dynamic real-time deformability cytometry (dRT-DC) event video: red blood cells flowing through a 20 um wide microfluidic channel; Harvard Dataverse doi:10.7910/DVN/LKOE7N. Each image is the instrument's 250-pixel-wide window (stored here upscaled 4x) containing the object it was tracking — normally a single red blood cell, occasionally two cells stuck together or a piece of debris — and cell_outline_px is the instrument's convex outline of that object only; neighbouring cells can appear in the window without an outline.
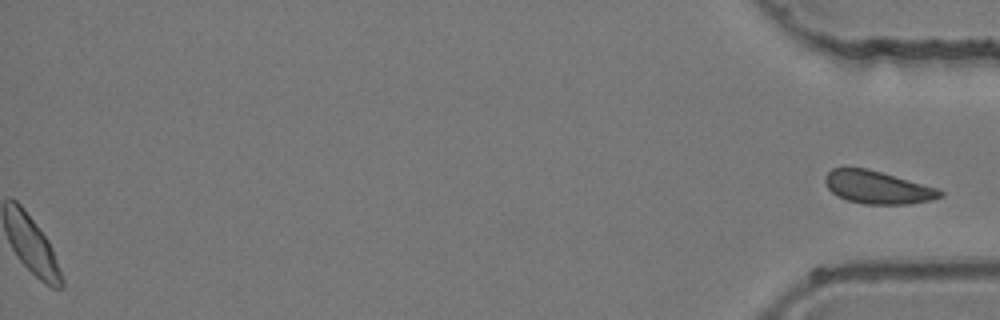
{"species": "common noctule bat (a hibernating species)", "species_latin": "Nyctalus noctula", "temperature_condition": "room temperature", "stored_images_in_passage": 42, "segment_of_instrument_passage": [2, 2], "camera_frame_rate_fps": 3000, "um_per_image_px": 0.085, "animal": {"sex": "female", "body_mass_g": 24.6, "forearm_length_mm": 56.2}, "frame": {"image": 1, "passage_image": 42, "time_ms": 13.667, "image_size_px": [1000, 320], "cell_outline_px": [[944, 196], [932, 200], [908, 204], [864, 204], [848, 200], [836, 196], [828, 188], [824, 180], [824, 176], [832, 168], [868, 168], [936, 188], [944, 192]], "centroid_in_image_um": [74.58, 15.93], "position_along_channel_um": 360.6, "area_um2": 21.91}}